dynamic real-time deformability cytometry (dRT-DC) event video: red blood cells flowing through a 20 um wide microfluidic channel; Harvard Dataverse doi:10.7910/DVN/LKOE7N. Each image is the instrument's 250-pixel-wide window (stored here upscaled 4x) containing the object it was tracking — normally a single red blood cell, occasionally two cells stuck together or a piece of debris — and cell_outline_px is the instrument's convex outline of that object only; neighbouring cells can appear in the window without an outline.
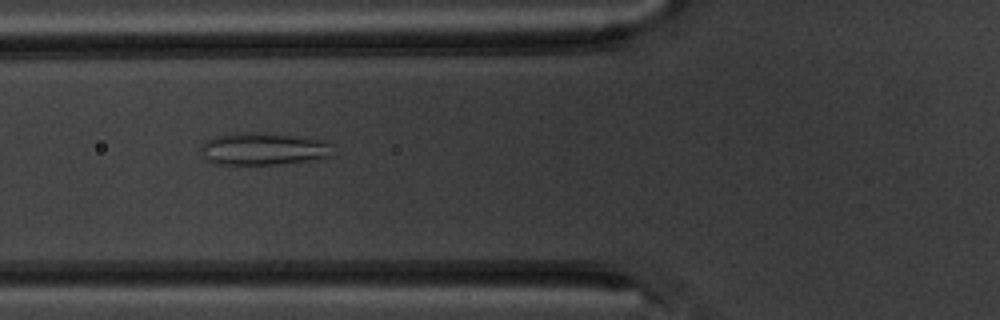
{"species": "common noctule bat (a hibernating species)", "species_latin": "Nyctalus noctula", "temperature_condition": "warm", "stored_images_in_passage": 3, "camera_frame_rate_fps": 3000, "um_per_image_px": 0.085, "animal": {"sex": "male", "body_mass_g": 20.1, "forearm_length_mm": 53.5}, "frame": {"image": 1, "passage_image": 2, "time_ms": 1.0, "image_size_px": [1000, 320], "cell_outline_px": [[332, 156], [276, 164], [212, 164], [204, 156], [200, 148], [200, 144], [204, 140], [216, 136], [236, 132], [252, 132], [296, 136], [328, 140], [332, 144]], "centroid_in_image_um": [22.36, 12.64], "position_along_channel_um": 103.4, "area_um2": 24.91}}